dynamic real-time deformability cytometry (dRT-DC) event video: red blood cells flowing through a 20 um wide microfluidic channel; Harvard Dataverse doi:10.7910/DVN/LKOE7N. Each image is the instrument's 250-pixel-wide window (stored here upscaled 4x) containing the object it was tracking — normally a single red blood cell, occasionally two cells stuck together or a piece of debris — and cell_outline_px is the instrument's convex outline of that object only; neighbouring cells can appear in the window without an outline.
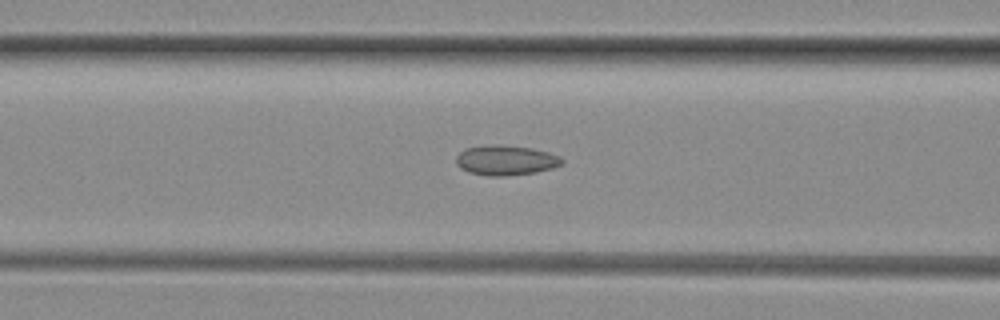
{"species": "common noctule bat (a hibernating species)", "species_latin": "Nyctalus noctula", "temperature_condition": "room temperature", "stored_images_in_passage": 40, "camera_frame_rate_fps": 3000, "um_per_image_px": 0.085, "animal": {"sex": "female", "body_mass_g": 29.2, "forearm_length_mm": 56.3}, "frame": {"image": 1, "passage_image": 19, "time_ms": 6.0, "image_size_px": [1000, 320], "cell_outline_px": [[564, 164], [552, 168], [536, 172], [504, 176], [488, 176], [468, 172], [460, 168], [456, 164], [456, 156], [460, 152], [468, 148], [532, 148], [548, 152], [560, 156], [564, 160]], "centroid_in_image_um": [43.04, 13.69], "position_along_channel_um": 123.6, "area_um2": 17.57}}
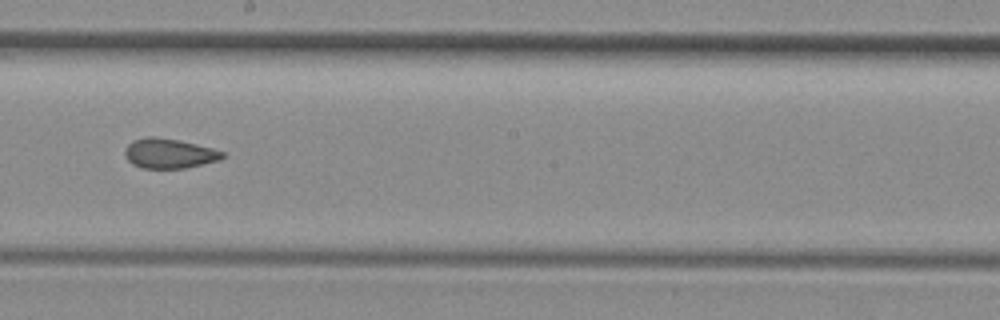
{"frame": {"image": 2, "passage_image": 27, "time_ms": 8.667, "image_size_px": [1000, 320], "cell_outline_px": [[224, 156], [220, 160], [184, 168], [140, 168], [132, 164], [124, 156], [124, 148], [132, 140], [148, 136], [156, 136], [180, 140], [212, 148], [224, 152]], "centroid_in_image_um": [14.33, 13.03], "position_along_channel_um": 233.9, "area_um2": 17.11}}
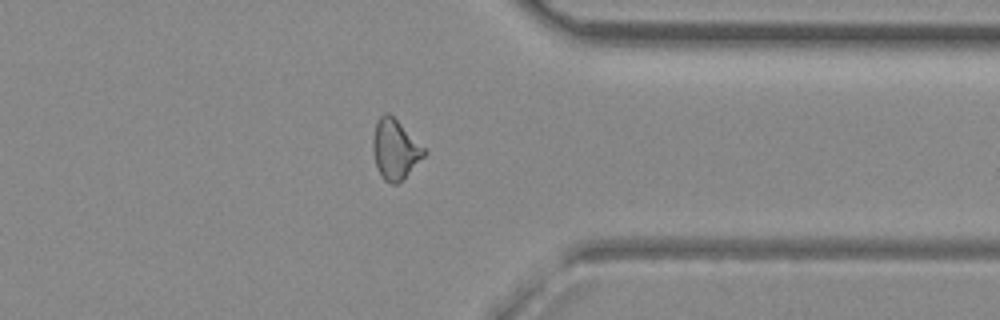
{"frame": {"image": 3, "passage_image": 38, "time_ms": 12.333, "image_size_px": [1000, 320], "cell_outline_px": [[428, 152], [396, 184], [392, 184], [384, 180], [376, 164], [372, 148], [372, 140], [376, 124], [380, 116], [384, 112], [388, 112]], "centroid_in_image_um": [33.55, 12.68], "position_along_channel_um": 377.8, "area_um2": 17.17}}